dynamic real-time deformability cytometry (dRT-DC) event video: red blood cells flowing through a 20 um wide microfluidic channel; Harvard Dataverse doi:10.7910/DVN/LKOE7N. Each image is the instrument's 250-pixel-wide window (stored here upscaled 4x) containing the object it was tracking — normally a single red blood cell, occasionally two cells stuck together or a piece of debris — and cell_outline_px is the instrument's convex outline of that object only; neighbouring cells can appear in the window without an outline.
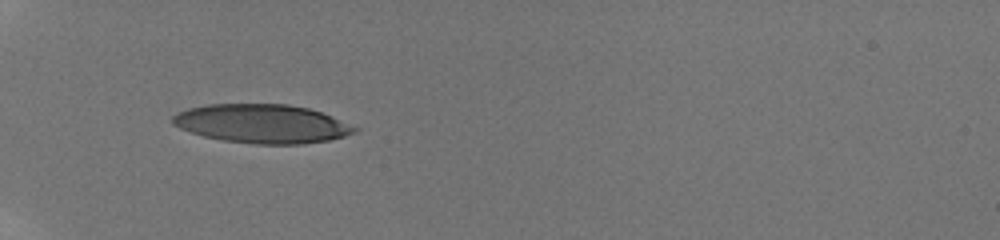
{"species": "human", "species_latin": "Homo sapiens", "temperature_condition": "room temperature", "stored_images_in_passage": 24, "camera_frame_rate_fps": 3000, "um_per_image_px": 0.085, "donor": {"sex": "male"}, "frame": {"image": 1, "passage_image": 1, "time_ms": 0.0, "image_size_px": [1000, 240], "cell_outline_px": [[360, 128], [356, 132], [344, 136], [328, 140], [300, 144], [256, 144], [224, 140], [204, 136], [180, 128], [172, 124], [172, 116], [176, 112], [188, 108], [208, 104], [288, 104], [308, 108], [320, 112]], "centroid_in_image_um": [22.25, 10.51], "position_along_channel_um": 62.7, "area_um2": 40.98}}
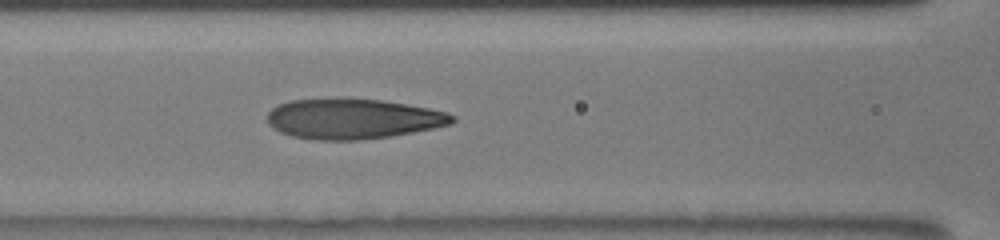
{"frame": {"image": 2, "passage_image": 13, "time_ms": 2.333, "image_size_px": [1000, 240], "cell_outline_px": [[456, 120], [452, 124], [412, 132], [388, 136], [360, 140], [312, 140], [292, 136], [280, 132], [272, 128], [268, 124], [268, 112], [272, 108], [280, 104], [292, 100], [380, 100], [428, 108], [448, 112], [456, 116]], "centroid_in_image_um": [30.01, 10.13], "position_along_channel_um": 136.6, "area_um2": 42.66}}
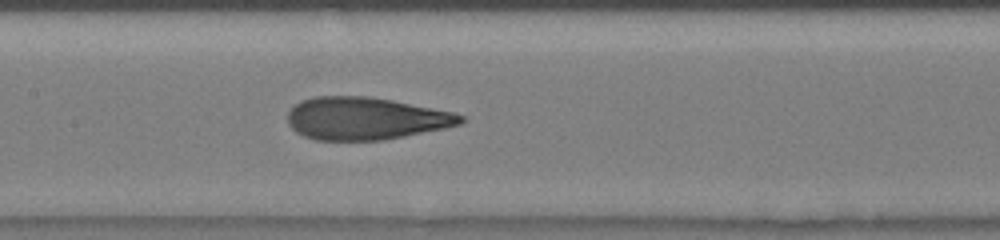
{"frame": {"image": 3, "passage_image": 20, "time_ms": 3.333, "image_size_px": [1000, 240], "cell_outline_px": [[464, 120], [460, 124], [444, 128], [384, 140], [316, 140], [304, 136], [296, 132], [288, 124], [288, 112], [300, 100], [316, 96], [368, 96], [392, 100], [452, 112], [464, 116]], "centroid_in_image_um": [31.03, 10.07], "position_along_channel_um": 176.4, "area_um2": 42.66}}